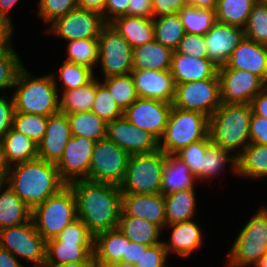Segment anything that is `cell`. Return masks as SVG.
Masks as SVG:
<instances>
[{
    "instance_id": "cell-66",
    "label": "cell",
    "mask_w": 267,
    "mask_h": 267,
    "mask_svg": "<svg viewBox=\"0 0 267 267\" xmlns=\"http://www.w3.org/2000/svg\"><path fill=\"white\" fill-rule=\"evenodd\" d=\"M18 2V0H0V17L5 18L8 21L10 20L9 11L13 6Z\"/></svg>"
},
{
    "instance_id": "cell-58",
    "label": "cell",
    "mask_w": 267,
    "mask_h": 267,
    "mask_svg": "<svg viewBox=\"0 0 267 267\" xmlns=\"http://www.w3.org/2000/svg\"><path fill=\"white\" fill-rule=\"evenodd\" d=\"M12 23L5 18L0 17V52L12 47Z\"/></svg>"
},
{
    "instance_id": "cell-15",
    "label": "cell",
    "mask_w": 267,
    "mask_h": 267,
    "mask_svg": "<svg viewBox=\"0 0 267 267\" xmlns=\"http://www.w3.org/2000/svg\"><path fill=\"white\" fill-rule=\"evenodd\" d=\"M172 107V104L161 100L139 97L124 111V117L159 140L164 134Z\"/></svg>"
},
{
    "instance_id": "cell-36",
    "label": "cell",
    "mask_w": 267,
    "mask_h": 267,
    "mask_svg": "<svg viewBox=\"0 0 267 267\" xmlns=\"http://www.w3.org/2000/svg\"><path fill=\"white\" fill-rule=\"evenodd\" d=\"M72 136H84L94 141L106 138L107 122L93 112L67 114Z\"/></svg>"
},
{
    "instance_id": "cell-14",
    "label": "cell",
    "mask_w": 267,
    "mask_h": 267,
    "mask_svg": "<svg viewBox=\"0 0 267 267\" xmlns=\"http://www.w3.org/2000/svg\"><path fill=\"white\" fill-rule=\"evenodd\" d=\"M221 102L225 104L250 103L267 85L248 71L222 65L218 69Z\"/></svg>"
},
{
    "instance_id": "cell-64",
    "label": "cell",
    "mask_w": 267,
    "mask_h": 267,
    "mask_svg": "<svg viewBox=\"0 0 267 267\" xmlns=\"http://www.w3.org/2000/svg\"><path fill=\"white\" fill-rule=\"evenodd\" d=\"M11 166L8 164L3 145L0 141V177L6 181Z\"/></svg>"
},
{
    "instance_id": "cell-33",
    "label": "cell",
    "mask_w": 267,
    "mask_h": 267,
    "mask_svg": "<svg viewBox=\"0 0 267 267\" xmlns=\"http://www.w3.org/2000/svg\"><path fill=\"white\" fill-rule=\"evenodd\" d=\"M118 228L132 242L146 246L159 244L162 229L145 219L132 216H119Z\"/></svg>"
},
{
    "instance_id": "cell-50",
    "label": "cell",
    "mask_w": 267,
    "mask_h": 267,
    "mask_svg": "<svg viewBox=\"0 0 267 267\" xmlns=\"http://www.w3.org/2000/svg\"><path fill=\"white\" fill-rule=\"evenodd\" d=\"M55 238L60 242L94 243V236L80 218L72 221Z\"/></svg>"
},
{
    "instance_id": "cell-18",
    "label": "cell",
    "mask_w": 267,
    "mask_h": 267,
    "mask_svg": "<svg viewBox=\"0 0 267 267\" xmlns=\"http://www.w3.org/2000/svg\"><path fill=\"white\" fill-rule=\"evenodd\" d=\"M207 59L218 67L225 65L232 52L245 38L244 28L216 22L206 33Z\"/></svg>"
},
{
    "instance_id": "cell-43",
    "label": "cell",
    "mask_w": 267,
    "mask_h": 267,
    "mask_svg": "<svg viewBox=\"0 0 267 267\" xmlns=\"http://www.w3.org/2000/svg\"><path fill=\"white\" fill-rule=\"evenodd\" d=\"M47 122L48 116L14 112L12 128L39 144L45 134Z\"/></svg>"
},
{
    "instance_id": "cell-30",
    "label": "cell",
    "mask_w": 267,
    "mask_h": 267,
    "mask_svg": "<svg viewBox=\"0 0 267 267\" xmlns=\"http://www.w3.org/2000/svg\"><path fill=\"white\" fill-rule=\"evenodd\" d=\"M31 213L32 211L8 184L3 183L0 186V230L28 222Z\"/></svg>"
},
{
    "instance_id": "cell-46",
    "label": "cell",
    "mask_w": 267,
    "mask_h": 267,
    "mask_svg": "<svg viewBox=\"0 0 267 267\" xmlns=\"http://www.w3.org/2000/svg\"><path fill=\"white\" fill-rule=\"evenodd\" d=\"M91 112L97 114L107 123L124 115V111L98 78H96V95Z\"/></svg>"
},
{
    "instance_id": "cell-8",
    "label": "cell",
    "mask_w": 267,
    "mask_h": 267,
    "mask_svg": "<svg viewBox=\"0 0 267 267\" xmlns=\"http://www.w3.org/2000/svg\"><path fill=\"white\" fill-rule=\"evenodd\" d=\"M229 250L226 267L254 266L267 251V208L257 213L241 229Z\"/></svg>"
},
{
    "instance_id": "cell-38",
    "label": "cell",
    "mask_w": 267,
    "mask_h": 267,
    "mask_svg": "<svg viewBox=\"0 0 267 267\" xmlns=\"http://www.w3.org/2000/svg\"><path fill=\"white\" fill-rule=\"evenodd\" d=\"M257 0H218L216 21L244 28Z\"/></svg>"
},
{
    "instance_id": "cell-35",
    "label": "cell",
    "mask_w": 267,
    "mask_h": 267,
    "mask_svg": "<svg viewBox=\"0 0 267 267\" xmlns=\"http://www.w3.org/2000/svg\"><path fill=\"white\" fill-rule=\"evenodd\" d=\"M96 95V77L87 85L62 92L59 111L63 114L90 112Z\"/></svg>"
},
{
    "instance_id": "cell-39",
    "label": "cell",
    "mask_w": 267,
    "mask_h": 267,
    "mask_svg": "<svg viewBox=\"0 0 267 267\" xmlns=\"http://www.w3.org/2000/svg\"><path fill=\"white\" fill-rule=\"evenodd\" d=\"M178 15L187 34L205 36L217 22L215 10L201 9L189 4L184 6Z\"/></svg>"
},
{
    "instance_id": "cell-56",
    "label": "cell",
    "mask_w": 267,
    "mask_h": 267,
    "mask_svg": "<svg viewBox=\"0 0 267 267\" xmlns=\"http://www.w3.org/2000/svg\"><path fill=\"white\" fill-rule=\"evenodd\" d=\"M128 3L129 0H106L102 13L104 21L109 23L116 17L127 16Z\"/></svg>"
},
{
    "instance_id": "cell-41",
    "label": "cell",
    "mask_w": 267,
    "mask_h": 267,
    "mask_svg": "<svg viewBox=\"0 0 267 267\" xmlns=\"http://www.w3.org/2000/svg\"><path fill=\"white\" fill-rule=\"evenodd\" d=\"M102 84L123 111L139 98L131 73L105 78Z\"/></svg>"
},
{
    "instance_id": "cell-57",
    "label": "cell",
    "mask_w": 267,
    "mask_h": 267,
    "mask_svg": "<svg viewBox=\"0 0 267 267\" xmlns=\"http://www.w3.org/2000/svg\"><path fill=\"white\" fill-rule=\"evenodd\" d=\"M127 16L153 19L152 0H129Z\"/></svg>"
},
{
    "instance_id": "cell-28",
    "label": "cell",
    "mask_w": 267,
    "mask_h": 267,
    "mask_svg": "<svg viewBox=\"0 0 267 267\" xmlns=\"http://www.w3.org/2000/svg\"><path fill=\"white\" fill-rule=\"evenodd\" d=\"M94 254V243L47 241L45 265H62L87 261Z\"/></svg>"
},
{
    "instance_id": "cell-13",
    "label": "cell",
    "mask_w": 267,
    "mask_h": 267,
    "mask_svg": "<svg viewBox=\"0 0 267 267\" xmlns=\"http://www.w3.org/2000/svg\"><path fill=\"white\" fill-rule=\"evenodd\" d=\"M105 24L101 13L77 7L52 22L46 32L66 41L98 39Z\"/></svg>"
},
{
    "instance_id": "cell-10",
    "label": "cell",
    "mask_w": 267,
    "mask_h": 267,
    "mask_svg": "<svg viewBox=\"0 0 267 267\" xmlns=\"http://www.w3.org/2000/svg\"><path fill=\"white\" fill-rule=\"evenodd\" d=\"M130 155L107 138L95 142L87 180L120 186Z\"/></svg>"
},
{
    "instance_id": "cell-59",
    "label": "cell",
    "mask_w": 267,
    "mask_h": 267,
    "mask_svg": "<svg viewBox=\"0 0 267 267\" xmlns=\"http://www.w3.org/2000/svg\"><path fill=\"white\" fill-rule=\"evenodd\" d=\"M250 104L254 114L267 118V86L251 100Z\"/></svg>"
},
{
    "instance_id": "cell-17",
    "label": "cell",
    "mask_w": 267,
    "mask_h": 267,
    "mask_svg": "<svg viewBox=\"0 0 267 267\" xmlns=\"http://www.w3.org/2000/svg\"><path fill=\"white\" fill-rule=\"evenodd\" d=\"M106 138L129 155L149 153L159 149V140L155 136L131 124L124 115L107 123Z\"/></svg>"
},
{
    "instance_id": "cell-47",
    "label": "cell",
    "mask_w": 267,
    "mask_h": 267,
    "mask_svg": "<svg viewBox=\"0 0 267 267\" xmlns=\"http://www.w3.org/2000/svg\"><path fill=\"white\" fill-rule=\"evenodd\" d=\"M210 144L211 140L208 135L205 139L193 142L175 154L189 166L190 172L196 177L197 181L201 180L203 155H205Z\"/></svg>"
},
{
    "instance_id": "cell-61",
    "label": "cell",
    "mask_w": 267,
    "mask_h": 267,
    "mask_svg": "<svg viewBox=\"0 0 267 267\" xmlns=\"http://www.w3.org/2000/svg\"><path fill=\"white\" fill-rule=\"evenodd\" d=\"M0 267H24L12 253L0 247Z\"/></svg>"
},
{
    "instance_id": "cell-51",
    "label": "cell",
    "mask_w": 267,
    "mask_h": 267,
    "mask_svg": "<svg viewBox=\"0 0 267 267\" xmlns=\"http://www.w3.org/2000/svg\"><path fill=\"white\" fill-rule=\"evenodd\" d=\"M175 51L177 53L189 55L193 58L207 59L205 37L199 34L186 33Z\"/></svg>"
},
{
    "instance_id": "cell-48",
    "label": "cell",
    "mask_w": 267,
    "mask_h": 267,
    "mask_svg": "<svg viewBox=\"0 0 267 267\" xmlns=\"http://www.w3.org/2000/svg\"><path fill=\"white\" fill-rule=\"evenodd\" d=\"M13 48L0 52V90L13 88L18 72L24 66Z\"/></svg>"
},
{
    "instance_id": "cell-32",
    "label": "cell",
    "mask_w": 267,
    "mask_h": 267,
    "mask_svg": "<svg viewBox=\"0 0 267 267\" xmlns=\"http://www.w3.org/2000/svg\"><path fill=\"white\" fill-rule=\"evenodd\" d=\"M10 166L38 158V144L11 128L1 140Z\"/></svg>"
},
{
    "instance_id": "cell-53",
    "label": "cell",
    "mask_w": 267,
    "mask_h": 267,
    "mask_svg": "<svg viewBox=\"0 0 267 267\" xmlns=\"http://www.w3.org/2000/svg\"><path fill=\"white\" fill-rule=\"evenodd\" d=\"M250 143L267 145V118L252 112L250 121Z\"/></svg>"
},
{
    "instance_id": "cell-54",
    "label": "cell",
    "mask_w": 267,
    "mask_h": 267,
    "mask_svg": "<svg viewBox=\"0 0 267 267\" xmlns=\"http://www.w3.org/2000/svg\"><path fill=\"white\" fill-rule=\"evenodd\" d=\"M14 101L11 96V100L8 101L5 96L0 97V141L5 134L12 128L13 115H14Z\"/></svg>"
},
{
    "instance_id": "cell-21",
    "label": "cell",
    "mask_w": 267,
    "mask_h": 267,
    "mask_svg": "<svg viewBox=\"0 0 267 267\" xmlns=\"http://www.w3.org/2000/svg\"><path fill=\"white\" fill-rule=\"evenodd\" d=\"M68 116L57 113L48 117L46 131L38 144V158L47 162L57 163L71 137Z\"/></svg>"
},
{
    "instance_id": "cell-44",
    "label": "cell",
    "mask_w": 267,
    "mask_h": 267,
    "mask_svg": "<svg viewBox=\"0 0 267 267\" xmlns=\"http://www.w3.org/2000/svg\"><path fill=\"white\" fill-rule=\"evenodd\" d=\"M245 38L267 46V3L257 1L244 27Z\"/></svg>"
},
{
    "instance_id": "cell-42",
    "label": "cell",
    "mask_w": 267,
    "mask_h": 267,
    "mask_svg": "<svg viewBox=\"0 0 267 267\" xmlns=\"http://www.w3.org/2000/svg\"><path fill=\"white\" fill-rule=\"evenodd\" d=\"M66 61L83 65L90 69L99 62L98 39H78L68 41Z\"/></svg>"
},
{
    "instance_id": "cell-26",
    "label": "cell",
    "mask_w": 267,
    "mask_h": 267,
    "mask_svg": "<svg viewBox=\"0 0 267 267\" xmlns=\"http://www.w3.org/2000/svg\"><path fill=\"white\" fill-rule=\"evenodd\" d=\"M173 50L155 39L133 49V70H170Z\"/></svg>"
},
{
    "instance_id": "cell-67",
    "label": "cell",
    "mask_w": 267,
    "mask_h": 267,
    "mask_svg": "<svg viewBox=\"0 0 267 267\" xmlns=\"http://www.w3.org/2000/svg\"><path fill=\"white\" fill-rule=\"evenodd\" d=\"M254 267H267V251L263 254L260 260L254 265Z\"/></svg>"
},
{
    "instance_id": "cell-37",
    "label": "cell",
    "mask_w": 267,
    "mask_h": 267,
    "mask_svg": "<svg viewBox=\"0 0 267 267\" xmlns=\"http://www.w3.org/2000/svg\"><path fill=\"white\" fill-rule=\"evenodd\" d=\"M154 39L175 51L186 34L178 13L153 18Z\"/></svg>"
},
{
    "instance_id": "cell-49",
    "label": "cell",
    "mask_w": 267,
    "mask_h": 267,
    "mask_svg": "<svg viewBox=\"0 0 267 267\" xmlns=\"http://www.w3.org/2000/svg\"><path fill=\"white\" fill-rule=\"evenodd\" d=\"M38 15L49 25L78 7L77 0H40Z\"/></svg>"
},
{
    "instance_id": "cell-55",
    "label": "cell",
    "mask_w": 267,
    "mask_h": 267,
    "mask_svg": "<svg viewBox=\"0 0 267 267\" xmlns=\"http://www.w3.org/2000/svg\"><path fill=\"white\" fill-rule=\"evenodd\" d=\"M153 18L164 15L178 13L184 6L188 5V0H152Z\"/></svg>"
},
{
    "instance_id": "cell-7",
    "label": "cell",
    "mask_w": 267,
    "mask_h": 267,
    "mask_svg": "<svg viewBox=\"0 0 267 267\" xmlns=\"http://www.w3.org/2000/svg\"><path fill=\"white\" fill-rule=\"evenodd\" d=\"M37 231L46 240L55 238L78 218L74 191L67 185L59 193L47 198L31 213Z\"/></svg>"
},
{
    "instance_id": "cell-25",
    "label": "cell",
    "mask_w": 267,
    "mask_h": 267,
    "mask_svg": "<svg viewBox=\"0 0 267 267\" xmlns=\"http://www.w3.org/2000/svg\"><path fill=\"white\" fill-rule=\"evenodd\" d=\"M117 227L97 234L94 237V257L101 267H107L116 262H123L126 256L127 243H130Z\"/></svg>"
},
{
    "instance_id": "cell-31",
    "label": "cell",
    "mask_w": 267,
    "mask_h": 267,
    "mask_svg": "<svg viewBox=\"0 0 267 267\" xmlns=\"http://www.w3.org/2000/svg\"><path fill=\"white\" fill-rule=\"evenodd\" d=\"M195 198L194 188L164 195L167 225L193 220L196 210Z\"/></svg>"
},
{
    "instance_id": "cell-69",
    "label": "cell",
    "mask_w": 267,
    "mask_h": 267,
    "mask_svg": "<svg viewBox=\"0 0 267 267\" xmlns=\"http://www.w3.org/2000/svg\"><path fill=\"white\" fill-rule=\"evenodd\" d=\"M3 183H5V181L0 177V186H2Z\"/></svg>"
},
{
    "instance_id": "cell-1",
    "label": "cell",
    "mask_w": 267,
    "mask_h": 267,
    "mask_svg": "<svg viewBox=\"0 0 267 267\" xmlns=\"http://www.w3.org/2000/svg\"><path fill=\"white\" fill-rule=\"evenodd\" d=\"M69 186L76 197L78 218L94 237L118 227L122 205L120 186L87 179Z\"/></svg>"
},
{
    "instance_id": "cell-2",
    "label": "cell",
    "mask_w": 267,
    "mask_h": 267,
    "mask_svg": "<svg viewBox=\"0 0 267 267\" xmlns=\"http://www.w3.org/2000/svg\"><path fill=\"white\" fill-rule=\"evenodd\" d=\"M5 183L31 211L67 186L56 164L40 158L11 166Z\"/></svg>"
},
{
    "instance_id": "cell-3",
    "label": "cell",
    "mask_w": 267,
    "mask_h": 267,
    "mask_svg": "<svg viewBox=\"0 0 267 267\" xmlns=\"http://www.w3.org/2000/svg\"><path fill=\"white\" fill-rule=\"evenodd\" d=\"M250 103L225 104L209 117L208 135L211 143L235 154L236 157L250 144ZM234 151L236 153H234Z\"/></svg>"
},
{
    "instance_id": "cell-22",
    "label": "cell",
    "mask_w": 267,
    "mask_h": 267,
    "mask_svg": "<svg viewBox=\"0 0 267 267\" xmlns=\"http://www.w3.org/2000/svg\"><path fill=\"white\" fill-rule=\"evenodd\" d=\"M228 68L248 71L267 85V46L244 38L232 52Z\"/></svg>"
},
{
    "instance_id": "cell-23",
    "label": "cell",
    "mask_w": 267,
    "mask_h": 267,
    "mask_svg": "<svg viewBox=\"0 0 267 267\" xmlns=\"http://www.w3.org/2000/svg\"><path fill=\"white\" fill-rule=\"evenodd\" d=\"M219 67L209 59L173 52L171 74L175 84L218 78Z\"/></svg>"
},
{
    "instance_id": "cell-40",
    "label": "cell",
    "mask_w": 267,
    "mask_h": 267,
    "mask_svg": "<svg viewBox=\"0 0 267 267\" xmlns=\"http://www.w3.org/2000/svg\"><path fill=\"white\" fill-rule=\"evenodd\" d=\"M229 155H231L230 152L211 143L207 147L205 155H203L201 180H206L207 178L209 180L216 175L218 176L223 171L226 163H229L232 171L234 170V174H237V157L235 155Z\"/></svg>"
},
{
    "instance_id": "cell-9",
    "label": "cell",
    "mask_w": 267,
    "mask_h": 267,
    "mask_svg": "<svg viewBox=\"0 0 267 267\" xmlns=\"http://www.w3.org/2000/svg\"><path fill=\"white\" fill-rule=\"evenodd\" d=\"M0 247L37 267H44L46 262L47 241L37 231L32 218L16 226L0 230Z\"/></svg>"
},
{
    "instance_id": "cell-60",
    "label": "cell",
    "mask_w": 267,
    "mask_h": 267,
    "mask_svg": "<svg viewBox=\"0 0 267 267\" xmlns=\"http://www.w3.org/2000/svg\"><path fill=\"white\" fill-rule=\"evenodd\" d=\"M147 247L146 245L130 241V243H127L126 256H123V262L135 264L140 260L143 251H145Z\"/></svg>"
},
{
    "instance_id": "cell-5",
    "label": "cell",
    "mask_w": 267,
    "mask_h": 267,
    "mask_svg": "<svg viewBox=\"0 0 267 267\" xmlns=\"http://www.w3.org/2000/svg\"><path fill=\"white\" fill-rule=\"evenodd\" d=\"M209 117L198 111L172 107L159 148L166 155H175L193 142L208 136Z\"/></svg>"
},
{
    "instance_id": "cell-16",
    "label": "cell",
    "mask_w": 267,
    "mask_h": 267,
    "mask_svg": "<svg viewBox=\"0 0 267 267\" xmlns=\"http://www.w3.org/2000/svg\"><path fill=\"white\" fill-rule=\"evenodd\" d=\"M96 141L84 136H71L63 155L56 163L61 179L69 185L87 179L90 171L91 154Z\"/></svg>"
},
{
    "instance_id": "cell-6",
    "label": "cell",
    "mask_w": 267,
    "mask_h": 267,
    "mask_svg": "<svg viewBox=\"0 0 267 267\" xmlns=\"http://www.w3.org/2000/svg\"><path fill=\"white\" fill-rule=\"evenodd\" d=\"M166 154L159 148L153 152L130 155L126 175L120 185L122 194L161 193Z\"/></svg>"
},
{
    "instance_id": "cell-70",
    "label": "cell",
    "mask_w": 267,
    "mask_h": 267,
    "mask_svg": "<svg viewBox=\"0 0 267 267\" xmlns=\"http://www.w3.org/2000/svg\"><path fill=\"white\" fill-rule=\"evenodd\" d=\"M257 1L267 3V0H257Z\"/></svg>"
},
{
    "instance_id": "cell-20",
    "label": "cell",
    "mask_w": 267,
    "mask_h": 267,
    "mask_svg": "<svg viewBox=\"0 0 267 267\" xmlns=\"http://www.w3.org/2000/svg\"><path fill=\"white\" fill-rule=\"evenodd\" d=\"M120 216L147 220L162 230L166 227L165 199L159 194H122Z\"/></svg>"
},
{
    "instance_id": "cell-12",
    "label": "cell",
    "mask_w": 267,
    "mask_h": 267,
    "mask_svg": "<svg viewBox=\"0 0 267 267\" xmlns=\"http://www.w3.org/2000/svg\"><path fill=\"white\" fill-rule=\"evenodd\" d=\"M221 104L219 78L176 84L173 107L210 117Z\"/></svg>"
},
{
    "instance_id": "cell-11",
    "label": "cell",
    "mask_w": 267,
    "mask_h": 267,
    "mask_svg": "<svg viewBox=\"0 0 267 267\" xmlns=\"http://www.w3.org/2000/svg\"><path fill=\"white\" fill-rule=\"evenodd\" d=\"M98 47L103 79L131 73L133 48L110 23L102 27Z\"/></svg>"
},
{
    "instance_id": "cell-4",
    "label": "cell",
    "mask_w": 267,
    "mask_h": 267,
    "mask_svg": "<svg viewBox=\"0 0 267 267\" xmlns=\"http://www.w3.org/2000/svg\"><path fill=\"white\" fill-rule=\"evenodd\" d=\"M55 74L32 77L23 66L17 75L12 97L15 112L52 116L59 113V94Z\"/></svg>"
},
{
    "instance_id": "cell-65",
    "label": "cell",
    "mask_w": 267,
    "mask_h": 267,
    "mask_svg": "<svg viewBox=\"0 0 267 267\" xmlns=\"http://www.w3.org/2000/svg\"><path fill=\"white\" fill-rule=\"evenodd\" d=\"M188 2L197 8L215 10L218 0H188Z\"/></svg>"
},
{
    "instance_id": "cell-24",
    "label": "cell",
    "mask_w": 267,
    "mask_h": 267,
    "mask_svg": "<svg viewBox=\"0 0 267 267\" xmlns=\"http://www.w3.org/2000/svg\"><path fill=\"white\" fill-rule=\"evenodd\" d=\"M167 226L172 229L171 237L168 242H162L168 254L175 252L187 259L203 244L202 230L193 220L166 225V229Z\"/></svg>"
},
{
    "instance_id": "cell-52",
    "label": "cell",
    "mask_w": 267,
    "mask_h": 267,
    "mask_svg": "<svg viewBox=\"0 0 267 267\" xmlns=\"http://www.w3.org/2000/svg\"><path fill=\"white\" fill-rule=\"evenodd\" d=\"M168 252L163 245V242L148 246L143 251L140 260L136 262L137 267H167Z\"/></svg>"
},
{
    "instance_id": "cell-19",
    "label": "cell",
    "mask_w": 267,
    "mask_h": 267,
    "mask_svg": "<svg viewBox=\"0 0 267 267\" xmlns=\"http://www.w3.org/2000/svg\"><path fill=\"white\" fill-rule=\"evenodd\" d=\"M131 75L139 97L173 103L176 84L170 70H132Z\"/></svg>"
},
{
    "instance_id": "cell-27",
    "label": "cell",
    "mask_w": 267,
    "mask_h": 267,
    "mask_svg": "<svg viewBox=\"0 0 267 267\" xmlns=\"http://www.w3.org/2000/svg\"><path fill=\"white\" fill-rule=\"evenodd\" d=\"M109 23L133 49L154 40L153 19L122 15Z\"/></svg>"
},
{
    "instance_id": "cell-68",
    "label": "cell",
    "mask_w": 267,
    "mask_h": 267,
    "mask_svg": "<svg viewBox=\"0 0 267 267\" xmlns=\"http://www.w3.org/2000/svg\"><path fill=\"white\" fill-rule=\"evenodd\" d=\"M107 267H137L136 264L129 263V262H116L114 264H111Z\"/></svg>"
},
{
    "instance_id": "cell-63",
    "label": "cell",
    "mask_w": 267,
    "mask_h": 267,
    "mask_svg": "<svg viewBox=\"0 0 267 267\" xmlns=\"http://www.w3.org/2000/svg\"><path fill=\"white\" fill-rule=\"evenodd\" d=\"M44 267H101L96 261L94 254L87 260L77 263H67L62 265H45Z\"/></svg>"
},
{
    "instance_id": "cell-29",
    "label": "cell",
    "mask_w": 267,
    "mask_h": 267,
    "mask_svg": "<svg viewBox=\"0 0 267 267\" xmlns=\"http://www.w3.org/2000/svg\"><path fill=\"white\" fill-rule=\"evenodd\" d=\"M196 181V177L190 172L186 163L175 155H166L161 186L163 195L194 188Z\"/></svg>"
},
{
    "instance_id": "cell-34",
    "label": "cell",
    "mask_w": 267,
    "mask_h": 267,
    "mask_svg": "<svg viewBox=\"0 0 267 267\" xmlns=\"http://www.w3.org/2000/svg\"><path fill=\"white\" fill-rule=\"evenodd\" d=\"M237 175L252 179L267 177V145L248 144L237 157Z\"/></svg>"
},
{
    "instance_id": "cell-62",
    "label": "cell",
    "mask_w": 267,
    "mask_h": 267,
    "mask_svg": "<svg viewBox=\"0 0 267 267\" xmlns=\"http://www.w3.org/2000/svg\"><path fill=\"white\" fill-rule=\"evenodd\" d=\"M78 7L103 13L106 0H77Z\"/></svg>"
},
{
    "instance_id": "cell-45",
    "label": "cell",
    "mask_w": 267,
    "mask_h": 267,
    "mask_svg": "<svg viewBox=\"0 0 267 267\" xmlns=\"http://www.w3.org/2000/svg\"><path fill=\"white\" fill-rule=\"evenodd\" d=\"M60 81L63 91L73 90L90 83L94 78L93 69L66 61L59 69Z\"/></svg>"
}]
</instances>
